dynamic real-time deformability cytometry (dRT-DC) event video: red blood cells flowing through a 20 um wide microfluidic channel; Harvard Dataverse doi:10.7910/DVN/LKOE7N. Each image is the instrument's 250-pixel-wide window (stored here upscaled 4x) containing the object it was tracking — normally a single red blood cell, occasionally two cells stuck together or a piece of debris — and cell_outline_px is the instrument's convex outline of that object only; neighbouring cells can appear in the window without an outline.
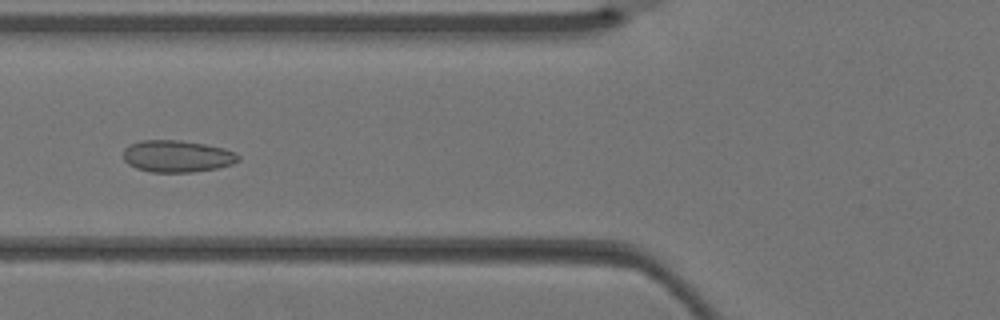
{"species": "Egyptian fruit bat (a non-hibernating species)", "species_latin": "Rousettus aegyptiacus", "temperature_condition": "warm", "stored_images_in_passage": 4, "camera_frame_rate_fps": 3000, "um_per_image_px": 0.085, "animal": {"sex": "female"}, "frame": {"image": 1, "passage_image": 4, "time_ms": 1.0, "image_size_px": [1000, 320], "cell_outline_px": [[240, 160], [232, 164], [220, 168], [192, 172], [152, 172], [136, 168], [128, 164], [124, 160], [124, 148], [128, 144], [140, 140], [180, 140], [204, 144], [224, 148], [236, 152], [240, 156]], "centroid_in_image_um": [15.07, 13.28], "position_along_channel_um": 110.7, "area_um2": 21.62}}